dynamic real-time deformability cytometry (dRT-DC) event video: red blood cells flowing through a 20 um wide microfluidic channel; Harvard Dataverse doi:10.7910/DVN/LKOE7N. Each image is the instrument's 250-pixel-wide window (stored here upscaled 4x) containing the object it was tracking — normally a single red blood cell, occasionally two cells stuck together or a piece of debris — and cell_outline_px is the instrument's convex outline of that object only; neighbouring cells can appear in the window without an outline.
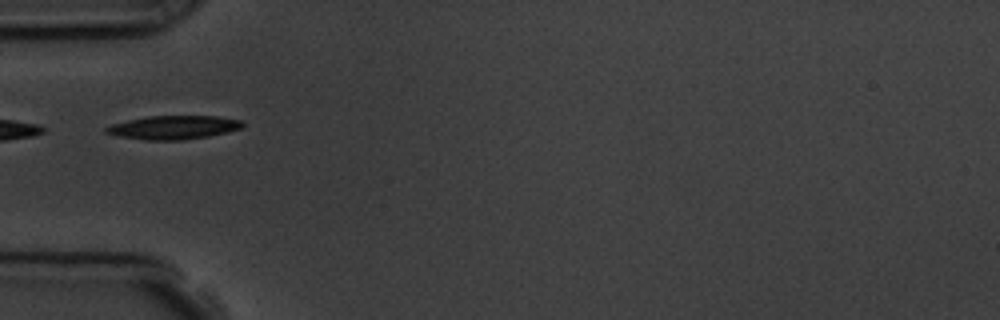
{"species": "common noctule bat (a hibernating species)", "species_latin": "Nyctalus noctula", "temperature_condition": "room temperature", "stored_images_in_passage": 9, "camera_frame_rate_fps": 3000, "um_per_image_px": 0.085, "animal": {"sex": "male", "body_mass_g": 19.5, "forearm_length_mm": 54.6}, "frame": {"image": 1, "passage_image": 6, "time_ms": 5.667, "image_size_px": [1000, 320], "cell_outline_px": [[244, 124], [240, 128], [228, 132], [208, 136], [180, 140], [144, 140], [120, 136], [104, 132], [104, 128], [112, 124], [128, 120], [148, 116], [216, 116], [240, 120]], "centroid_in_image_um": [14.73, 10.83], "position_along_channel_um": 70.3, "area_um2": 18.61}}